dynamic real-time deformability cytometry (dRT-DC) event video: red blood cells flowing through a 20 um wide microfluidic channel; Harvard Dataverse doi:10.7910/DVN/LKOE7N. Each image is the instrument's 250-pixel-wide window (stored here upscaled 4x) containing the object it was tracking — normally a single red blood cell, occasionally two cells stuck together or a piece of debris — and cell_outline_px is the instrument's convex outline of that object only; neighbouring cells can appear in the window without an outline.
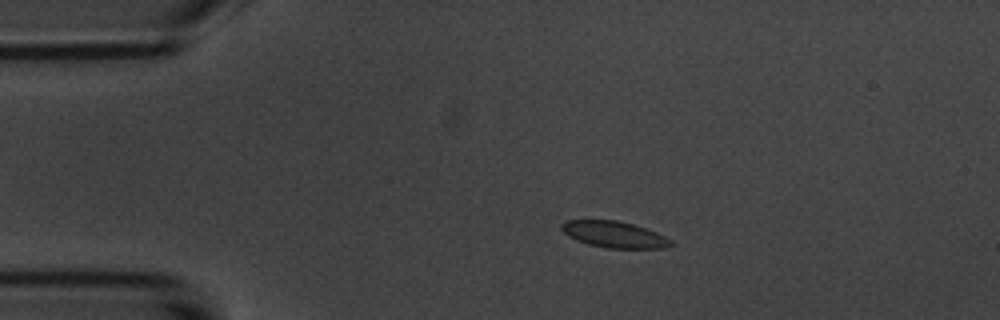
{"species": "common noctule bat (a hibernating species)", "species_latin": "Nyctalus noctula", "temperature_condition": "room temperature", "stored_images_in_passage": 5, "camera_frame_rate_fps": 3000, "um_per_image_px": 0.085, "animal": {"sex": "male", "body_mass_g": 20.1, "forearm_length_mm": 53.5}, "frame": {"image": 1, "passage_image": 3, "time_ms": 2.333, "image_size_px": [1000, 320], "cell_outline_px": [[676, 244], [664, 248], [608, 248], [588, 244], [576, 240], [568, 236], [560, 228], [560, 224], [564, 220], [616, 220], [632, 224], [656, 232], [672, 240]], "centroid_in_image_um": [52.2, 19.93], "position_along_channel_um": 32.8, "area_um2": 16.82}}
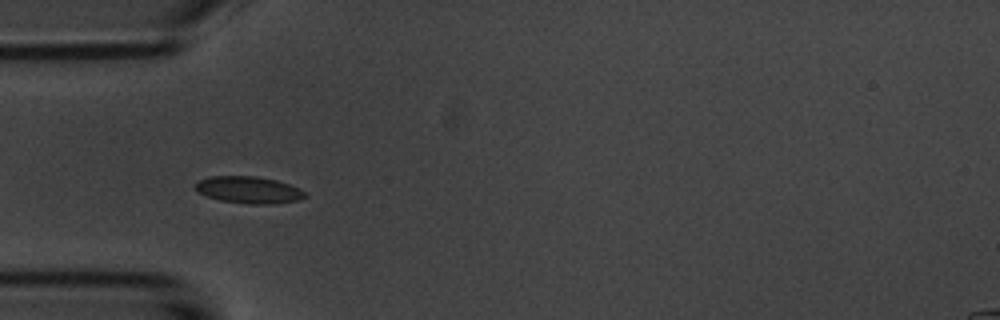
{"frame": {"image": 2, "passage_image": 4, "time_ms": 4.333, "image_size_px": [1000, 320], "cell_outline_px": [[308, 196], [300, 200], [276, 204], [248, 204], [220, 200], [196, 192], [192, 188], [200, 180], [212, 176], [256, 176], [276, 180], [288, 184], [304, 192]], "centroid_in_image_um": [21.13, 16.15], "position_along_channel_um": 63.9, "area_um2": 17.22}}